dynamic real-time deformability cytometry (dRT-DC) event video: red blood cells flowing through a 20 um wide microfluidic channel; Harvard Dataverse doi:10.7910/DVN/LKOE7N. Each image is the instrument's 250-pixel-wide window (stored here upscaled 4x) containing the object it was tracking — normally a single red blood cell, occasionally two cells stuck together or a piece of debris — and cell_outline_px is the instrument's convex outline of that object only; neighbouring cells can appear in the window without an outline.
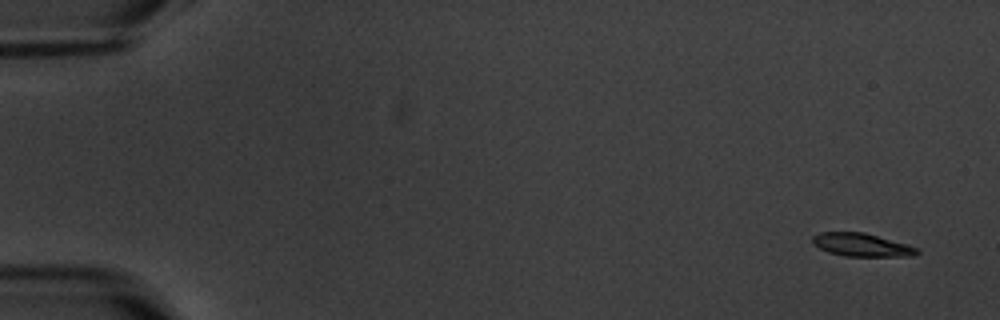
{"species": "common noctule bat (a hibernating species)", "species_latin": "Nyctalus noctula", "temperature_condition": "warm", "stored_images_in_passage": 5, "camera_frame_rate_fps": 3000, "um_per_image_px": 0.085, "animal": {"sex": "male", "body_mass_g": 20.1, "forearm_length_mm": 53.5}, "frame": {"image": 1, "passage_image": 1, "time_ms": 0.0, "image_size_px": [1000, 320], "cell_outline_px": [[920, 252], [912, 256], [844, 256], [828, 252], [812, 244], [812, 236], [820, 232], [864, 232], [908, 244], [920, 248]], "centroid_in_image_um": [73.25, 20.81], "position_along_channel_um": 11.7, "area_um2": 14.22}}
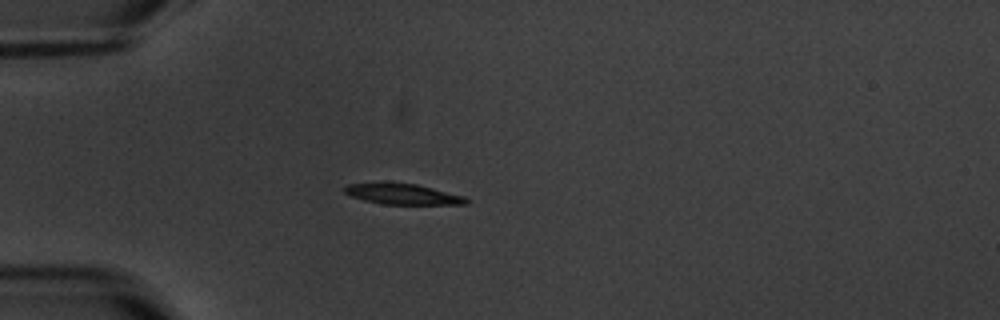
{"frame": {"image": 2, "passage_image": 5, "time_ms": 4.667, "image_size_px": [1000, 320], "cell_outline_px": [[472, 200], [468, 204], [384, 204], [364, 200], [352, 196], [344, 192], [340, 188], [348, 184], [416, 184], [464, 196]], "centroid_in_image_um": [34.28, 16.52], "position_along_channel_um": 50.7, "area_um2": 14.22}}